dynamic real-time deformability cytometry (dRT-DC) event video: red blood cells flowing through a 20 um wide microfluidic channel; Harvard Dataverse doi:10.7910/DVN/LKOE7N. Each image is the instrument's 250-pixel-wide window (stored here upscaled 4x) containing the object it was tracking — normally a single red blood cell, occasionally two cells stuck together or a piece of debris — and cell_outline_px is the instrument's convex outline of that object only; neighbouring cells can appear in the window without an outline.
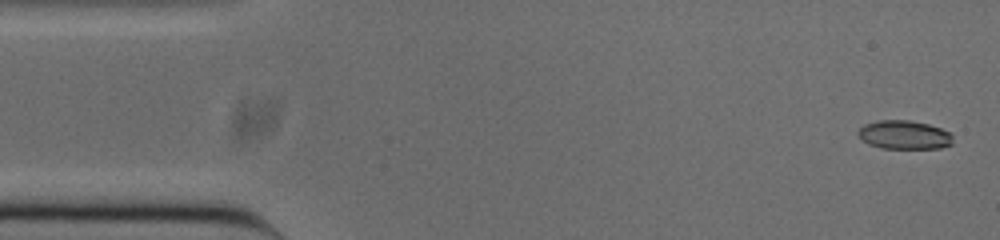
{"species": "common noctule bat (a hibernating species)", "species_latin": "Nyctalus noctula", "temperature_condition": "cold", "stored_images_in_passage": 52, "camera_frame_rate_fps": 3000, "um_per_image_px": 0.085, "animal": {"sex": "male", "body_mass_g": 20.0, "forearm_length_mm": 53.3}, "frame": {"image": 1, "passage_image": 2, "time_ms": 0.333, "image_size_px": [1000, 240], "cell_outline_px": [[952, 144], [940, 148], [880, 148], [868, 144], [856, 132], [864, 124], [876, 120], [908, 120], [928, 124], [940, 128], [948, 132], [952, 136]], "centroid_in_image_um": [76.84, 11.46], "position_along_channel_um": 8.2, "area_um2": 15.78}}
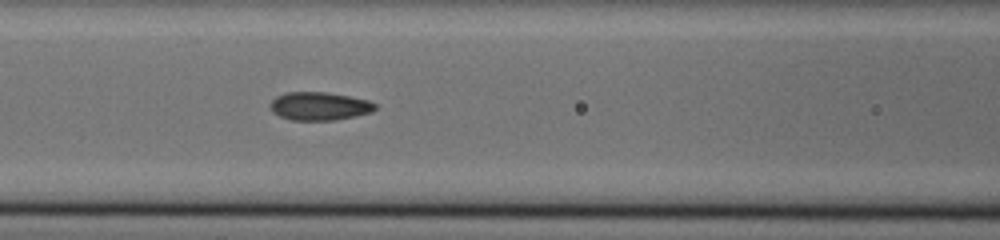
{"frame": {"image": 2, "passage_image": 21, "time_ms": 6.667, "image_size_px": [1000, 240], "cell_outline_px": [[376, 108], [372, 112], [356, 116], [336, 120], [292, 120], [280, 116], [272, 112], [268, 104], [276, 96], [284, 92], [324, 92], [348, 96], [368, 100], [376, 104]], "centroid_in_image_um": [27.12, 9.02], "position_along_channel_um": 139.5, "area_um2": 17.34}}
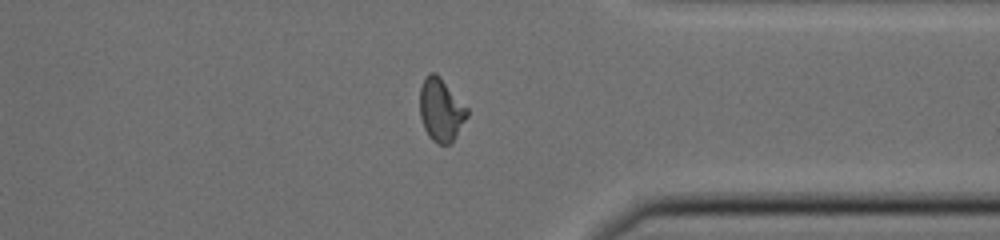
{"frame": {"image": 3, "passage_image": 40, "time_ms": 13.0, "image_size_px": [1000, 240], "cell_outline_px": [[468, 116], [456, 136], [448, 144], [440, 144], [432, 140], [428, 136], [424, 128], [420, 116], [420, 88], [428, 72], [436, 72], [440, 76], [468, 108]], "centroid_in_image_um": [37.48, 9.32], "position_along_channel_um": 373.9, "area_um2": 17.34}, "authors_computed_cell_mechanics": {"area_um2": 17.1088, "velocity_mm_per_s": 3.8498, "shape_relaxation_time_tau1_ms": 7.4085, "shape_relaxation_time_tau2_ms": 1.2548, "deformation_change_tau1": 0.2144, "deformation_change_tau2": 0.0633}}